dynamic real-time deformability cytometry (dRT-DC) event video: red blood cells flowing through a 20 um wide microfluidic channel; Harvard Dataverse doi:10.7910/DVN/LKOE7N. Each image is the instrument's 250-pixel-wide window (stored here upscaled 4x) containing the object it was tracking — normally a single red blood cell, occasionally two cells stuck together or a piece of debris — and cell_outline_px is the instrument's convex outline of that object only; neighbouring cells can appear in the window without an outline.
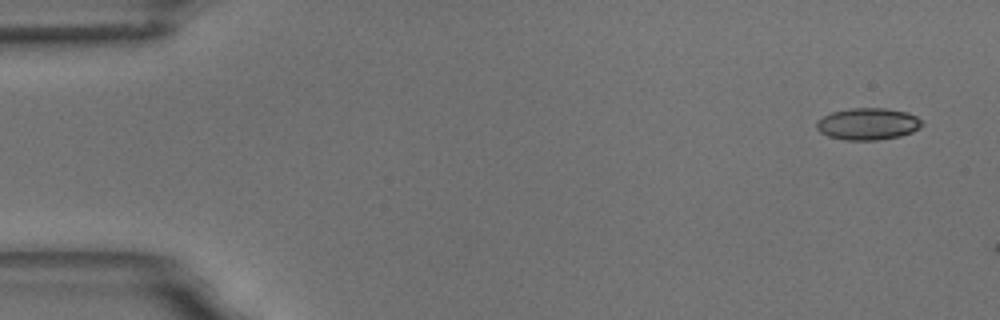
{"species": "common noctule bat (a hibernating species)", "species_latin": "Nyctalus noctula", "temperature_condition": "room temperature", "stored_images_in_passage": 2, "camera_frame_rate_fps": 3000, "um_per_image_px": 0.085, "animal": {"sex": "male", "body_mass_g": 18.8}, "frame": {"image": 1, "passage_image": 1, "time_ms": 0.0, "image_size_px": [1000, 320], "cell_outline_px": [[924, 124], [920, 128], [912, 132], [900, 136], [876, 140], [844, 140], [828, 136], [820, 132], [816, 128], [816, 124], [824, 116], [832, 112], [848, 108], [884, 108], [908, 112], [924, 120]], "centroid_in_image_um": [73.81, 10.53], "position_along_channel_um": 11.2, "area_um2": 19.71}}